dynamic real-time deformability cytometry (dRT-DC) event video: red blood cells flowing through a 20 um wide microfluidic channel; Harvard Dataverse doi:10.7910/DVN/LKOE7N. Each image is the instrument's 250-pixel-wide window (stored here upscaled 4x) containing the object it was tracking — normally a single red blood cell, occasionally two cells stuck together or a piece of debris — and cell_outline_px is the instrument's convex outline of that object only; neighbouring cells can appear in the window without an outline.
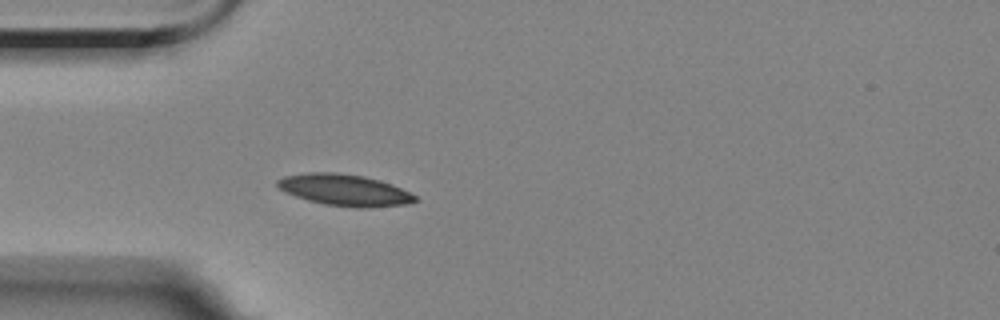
{"species": "Egyptian fruit bat (a non-hibernating species)", "species_latin": "Rousettus aegyptiacus", "temperature_condition": "room temperature", "stored_images_in_passage": 4, "camera_frame_rate_fps": 3000, "um_per_image_px": 0.085, "animal": {"sex": "female"}, "frame": {"image": 1, "passage_image": 4, "time_ms": 3.667, "image_size_px": [1000, 320], "cell_outline_px": [[420, 200], [408, 204], [368, 208], [356, 208], [324, 204], [308, 200], [296, 196], [280, 188], [276, 184], [276, 180], [284, 176], [308, 172], [336, 172], [364, 176], [380, 180], [400, 188], [416, 196]], "centroid_in_image_um": [29.31, 16.15], "position_along_channel_um": 55.7, "area_um2": 25.26}}